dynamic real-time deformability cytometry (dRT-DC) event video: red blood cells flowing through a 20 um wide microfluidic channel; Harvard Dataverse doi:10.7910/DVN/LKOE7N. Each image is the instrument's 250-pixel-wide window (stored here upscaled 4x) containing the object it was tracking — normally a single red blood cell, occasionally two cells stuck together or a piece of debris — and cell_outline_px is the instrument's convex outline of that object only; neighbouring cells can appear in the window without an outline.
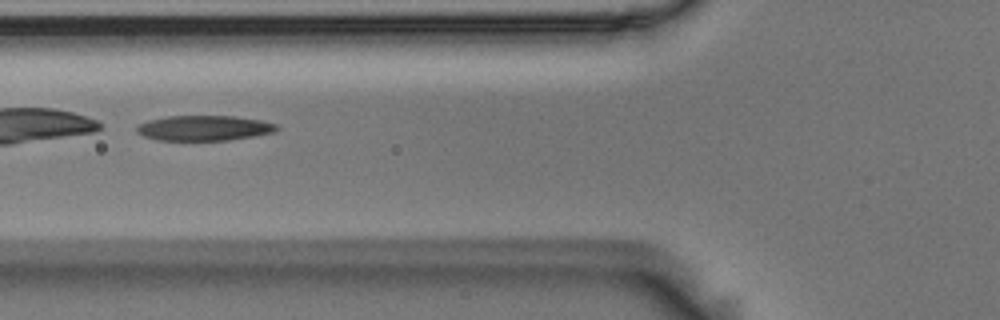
{"species": "Egyptian fruit bat (a non-hibernating species)", "species_latin": "Rousettus aegyptiacus", "temperature_condition": "room temperature", "stored_images_in_passage": 44, "camera_frame_rate_fps": 3000, "um_per_image_px": 0.085, "animal": {"sex": "male"}, "frame": {"image": 1, "passage_image": 11, "time_ms": 3.333, "image_size_px": [1000, 320], "cell_outline_px": [[280, 128], [276, 132], [228, 140], [156, 140], [144, 136], [136, 132], [136, 124], [148, 120], [168, 116], [232, 116], [260, 120], [276, 124]], "centroid_in_image_um": [17.32, 10.88], "position_along_channel_um": 108.5, "area_um2": 20.58}}
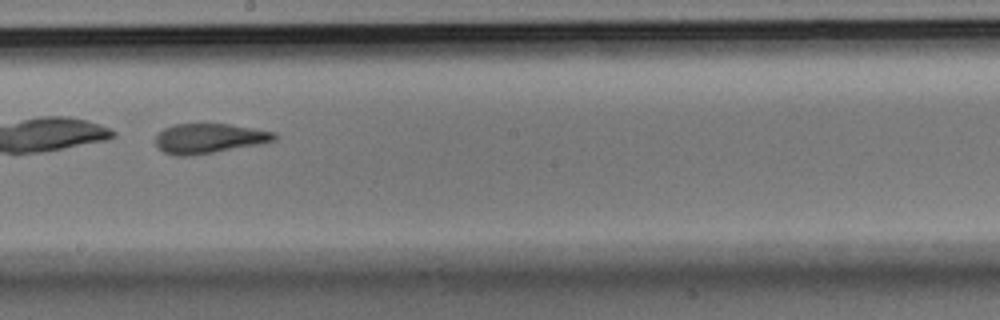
{"frame": {"image": 2, "passage_image": 21, "time_ms": 6.667, "image_size_px": [1000, 320], "cell_outline_px": [[280, 136], [276, 140], [260, 144], [192, 156], [176, 156], [164, 152], [156, 148], [156, 136], [164, 128], [172, 124], [228, 124], [276, 132]], "centroid_in_image_um": [17.78, 11.77], "position_along_channel_um": 230.4, "area_um2": 20.81}}
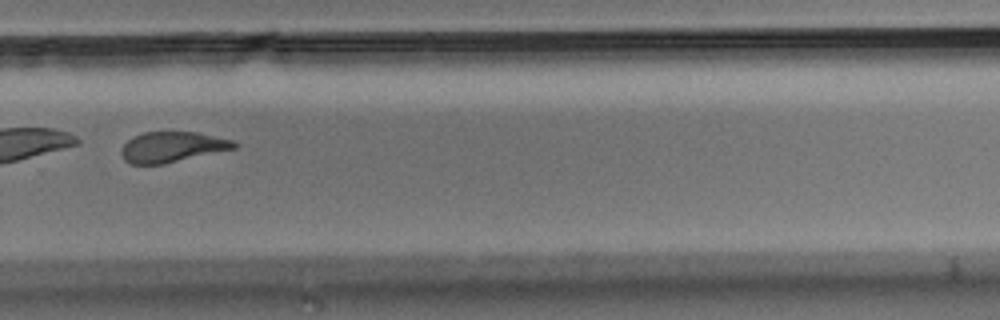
{"frame": {"image": 3, "passage_image": 28, "time_ms": 9.0, "image_size_px": [1000, 320], "cell_outline_px": [[240, 144], [236, 148], [164, 164], [132, 164], [124, 160], [120, 152], [120, 148], [132, 136], [144, 132], [200, 132], [232, 140]], "centroid_in_image_um": [14.63, 12.49], "position_along_channel_um": 315.2, "area_um2": 20.17}, "authors_computed_cell_mechanics": {"area_um2": 21.6172, "velocity_mm_per_s": 3.6427, "shape_relaxation_time_tau1_ms": 7.021, "shape_relaxation_time_tau2_ms": 1.5746, "deformation_change_tau1": 0.2194, "deformation_change_tau2": 0.0985}}